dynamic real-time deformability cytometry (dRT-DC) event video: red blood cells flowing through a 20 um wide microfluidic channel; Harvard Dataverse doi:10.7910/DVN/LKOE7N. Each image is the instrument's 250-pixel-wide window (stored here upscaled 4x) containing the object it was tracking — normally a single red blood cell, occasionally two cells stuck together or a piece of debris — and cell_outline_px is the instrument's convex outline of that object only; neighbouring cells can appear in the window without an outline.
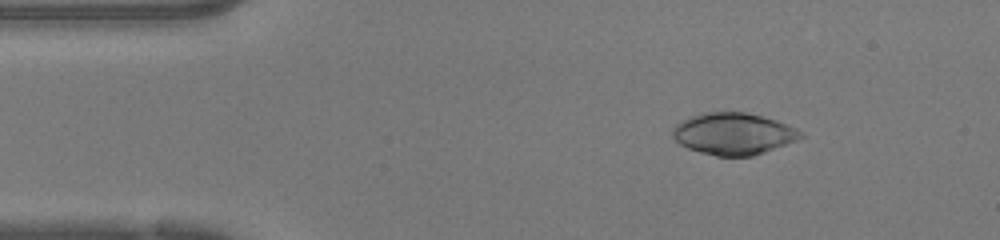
{"species": "human", "species_latin": "Homo sapiens", "temperature_condition": "warm", "stored_images_in_passage": 46, "camera_frame_rate_fps": 3000, "um_per_image_px": 0.085, "donor": {"sex": "female"}, "frame": {"image": 1, "passage_image": 6, "time_ms": 1.667, "image_size_px": [1000, 240], "cell_outline_px": [[804, 136], [796, 140], [764, 152], [752, 156], [716, 156], [700, 152], [688, 148], [680, 144], [672, 136], [672, 132], [676, 124], [692, 116], [704, 112], [744, 112], [760, 116], [796, 128], [804, 132]], "centroid_in_image_um": [62.32, 11.38], "position_along_channel_um": 22.7, "area_um2": 30.75}}
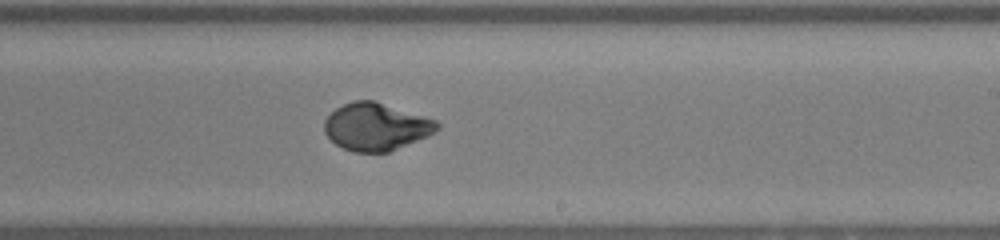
{"frame": {"image": 2, "passage_image": 27, "time_ms": 8.667, "image_size_px": [1000, 240], "cell_outline_px": [[440, 128], [436, 132], [428, 136], [388, 152], [356, 152], [344, 148], [336, 144], [324, 132], [324, 120], [336, 108], [352, 100], [376, 100], [436, 120], [440, 124]], "centroid_in_image_um": [31.98, 10.76], "position_along_channel_um": 257.0, "area_um2": 31.21}}
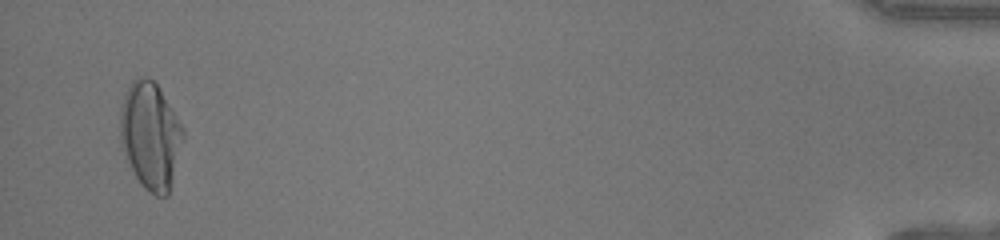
{"frame": {"image": 3, "passage_image": 45, "time_ms": 14.667, "image_size_px": [1000, 240], "cell_outline_px": [[184, 136], [168, 196], [156, 196], [144, 188], [136, 176], [120, 144], [120, 108], [124, 96], [132, 80], [136, 76], [148, 76], [156, 84], [184, 128]], "centroid_in_image_um": [12.78, 11.5], "position_along_channel_um": 422.4, "area_um2": 38.9}, "authors_computed_cell_mechanics": {"area_um2": 31.7033, "velocity_mm_per_s": 4.2907, "shape_relaxation_time_tau1_ms": 5.2445, "shape_relaxation_time_tau2_ms": null, "deformation_change_tau1": 0.2784, "deformation_change_tau2": null}}